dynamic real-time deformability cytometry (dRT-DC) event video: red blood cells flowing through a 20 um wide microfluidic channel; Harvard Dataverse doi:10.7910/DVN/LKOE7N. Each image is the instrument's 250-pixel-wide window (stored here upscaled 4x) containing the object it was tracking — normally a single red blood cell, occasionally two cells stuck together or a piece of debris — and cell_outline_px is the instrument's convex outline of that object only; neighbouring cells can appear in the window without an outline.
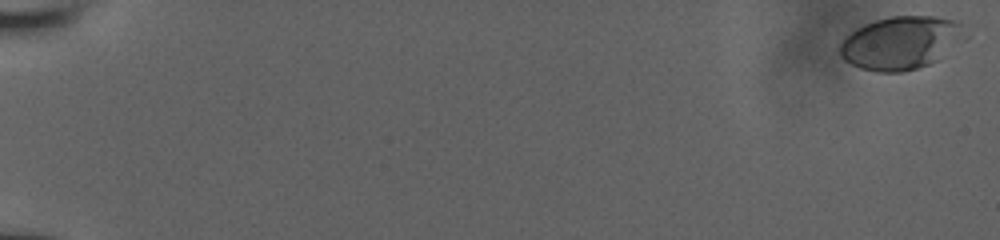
{"species": "human", "species_latin": "Homo sapiens", "temperature_condition": "room temperature", "stored_images_in_passage": 52, "camera_frame_rate_fps": 3000, "um_per_image_px": 0.085, "donor": {"sex": "male"}, "frame": {"image": 1, "passage_image": 1, "time_ms": 0.0, "image_size_px": [1000, 240], "cell_outline_px": [[968, 36], [964, 40], [940, 60], [916, 68], [900, 72], [876, 72], [860, 68], [844, 60], [840, 56], [840, 44], [856, 28], [864, 24], [876, 20], [892, 16], [936, 16], [960, 20], [964, 24]], "centroid_in_image_um": [76.67, 3.62], "position_along_channel_um": 8.3, "area_um2": 39.25}}
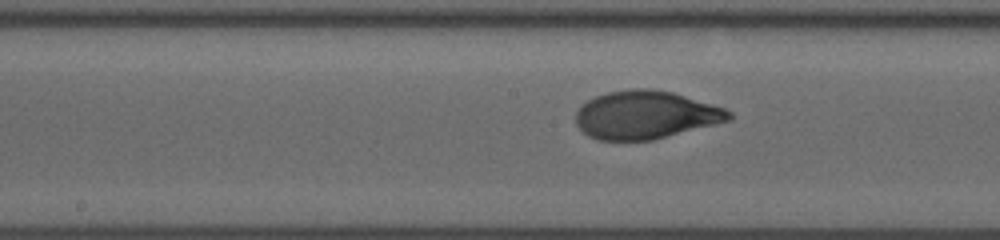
{"frame": {"image": 2, "passage_image": 30, "time_ms": 10.667, "image_size_px": [1000, 240], "cell_outline_px": [[732, 120], [652, 140], [596, 140], [588, 136], [576, 124], [576, 112], [588, 100], [596, 96], [608, 92], [632, 88], [652, 88], [672, 92], [712, 104], [724, 108], [732, 112]], "centroid_in_image_um": [54.89, 9.77], "position_along_channel_um": 193.3, "area_um2": 42.83}}
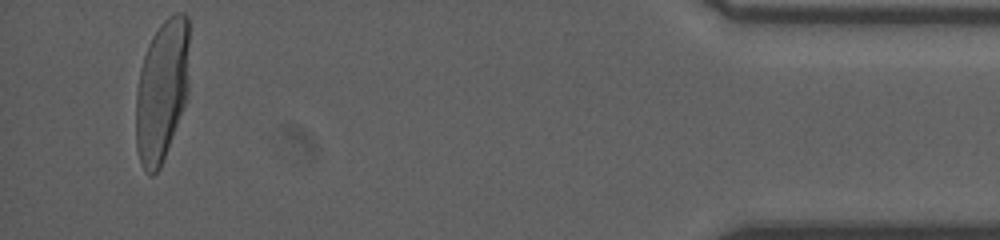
{"frame": {"image": 3, "passage_image": 52, "time_ms": 18.333, "image_size_px": [1000, 240], "cell_outline_px": [[188, 92], [184, 104], [160, 168], [152, 176], [148, 176], [140, 160], [136, 148], [136, 92], [140, 68], [148, 44], [152, 36], [160, 24], [168, 16], [176, 12], [184, 12], [188, 16]], "centroid_in_image_um": [13.75, 7.66], "position_along_channel_um": 421.5, "area_um2": 44.1}, "authors_computed_cell_mechanics": {"area_um2": 42.1651, "velocity_mm_per_s": 3.8344, "shape_relaxation_time_tau1_ms": 4.8642, "shape_relaxation_time_tau2_ms": null, "deformation_change_tau1": 0.2304, "deformation_change_tau2": null}}